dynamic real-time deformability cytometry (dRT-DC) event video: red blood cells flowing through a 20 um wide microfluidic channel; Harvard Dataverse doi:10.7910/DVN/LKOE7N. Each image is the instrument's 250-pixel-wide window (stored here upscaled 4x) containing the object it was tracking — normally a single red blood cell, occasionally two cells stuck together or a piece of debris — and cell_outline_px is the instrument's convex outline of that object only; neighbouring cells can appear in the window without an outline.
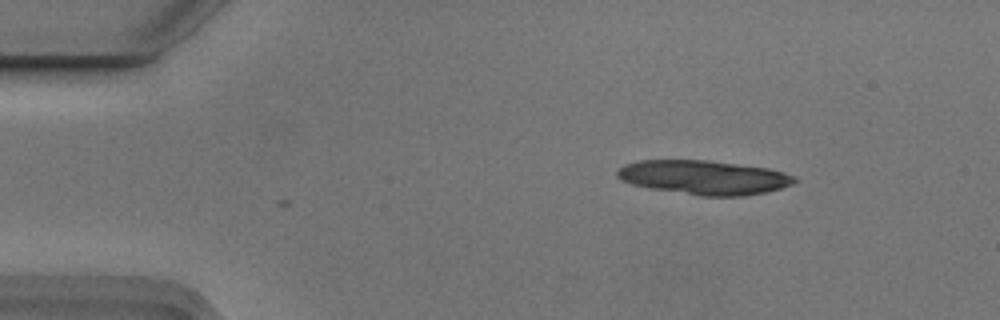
{"species": "Egyptian fruit bat (a non-hibernating species)", "species_latin": "Rousettus aegyptiacus", "temperature_condition": "cold", "stored_images_in_passage": 4, "camera_frame_rate_fps": 3000, "um_per_image_px": 0.085, "animal": {"sex": "male"}, "frame": {"image": 1, "passage_image": 1, "time_ms": 0.0, "image_size_px": [1000, 320], "cell_outline_px": [[796, 180], [792, 184], [780, 188], [764, 192], [744, 196], [700, 196], [648, 188], [632, 184], [620, 180], [616, 176], [616, 172], [624, 164], [640, 160], [708, 160], [768, 168], [784, 172], [792, 176]], "centroid_in_image_um": [59.78, 15.08], "position_along_channel_um": 25.2, "area_um2": 35.26}}
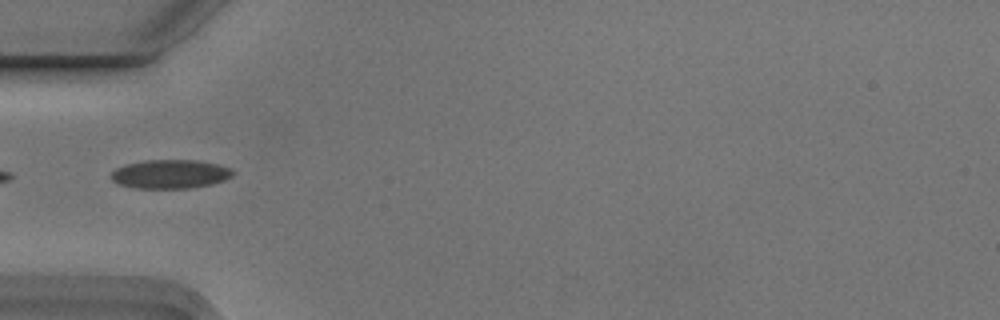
{"frame": {"image": 2, "passage_image": 4, "time_ms": 1.0, "image_size_px": [1000, 320], "cell_outline_px": [[236, 172], [232, 176], [224, 180], [212, 184], [188, 188], [132, 188], [116, 184], [108, 176], [116, 168], [124, 164], [144, 160], [196, 160], [216, 164], [232, 168]], "centroid_in_image_um": [14.43, 14.79], "position_along_channel_um": 70.6, "area_um2": 20.75}}